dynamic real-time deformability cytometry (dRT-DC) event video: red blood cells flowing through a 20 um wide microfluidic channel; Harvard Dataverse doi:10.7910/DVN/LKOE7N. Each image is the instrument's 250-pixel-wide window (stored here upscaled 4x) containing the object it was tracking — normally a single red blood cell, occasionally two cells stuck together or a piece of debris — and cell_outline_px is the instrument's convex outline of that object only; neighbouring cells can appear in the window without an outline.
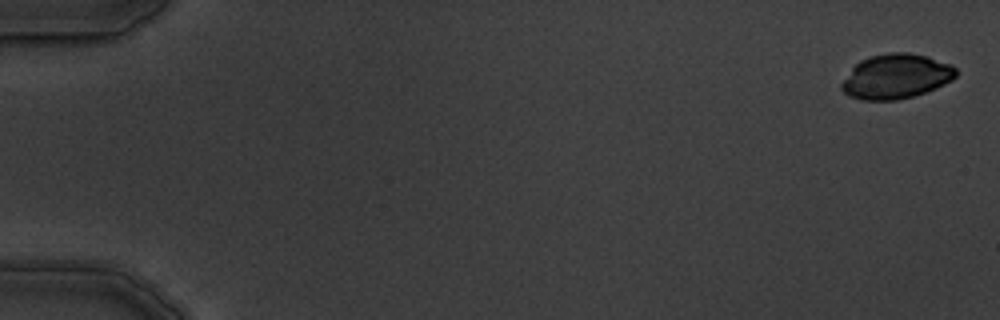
{"species": "common noctule bat (a hibernating species)", "species_latin": "Nyctalus noctula", "temperature_condition": "warm", "stored_images_in_passage": 4, "camera_frame_rate_fps": 3000, "um_per_image_px": 0.085, "animal": {"sex": "male", "body_mass_g": 19.5, "forearm_length_mm": 54.6}, "frame": {"image": 1, "passage_image": 1, "time_ms": 0.0, "image_size_px": [1000, 320], "cell_outline_px": [[956, 76], [952, 80], [936, 88], [912, 96], [896, 100], [860, 100], [848, 96], [840, 88], [840, 84], [852, 68], [860, 60], [872, 56], [888, 52], [908, 52], [928, 56], [952, 64], [956, 68]], "centroid_in_image_um": [76.16, 6.49], "position_along_channel_um": 8.8, "area_um2": 29.88}}